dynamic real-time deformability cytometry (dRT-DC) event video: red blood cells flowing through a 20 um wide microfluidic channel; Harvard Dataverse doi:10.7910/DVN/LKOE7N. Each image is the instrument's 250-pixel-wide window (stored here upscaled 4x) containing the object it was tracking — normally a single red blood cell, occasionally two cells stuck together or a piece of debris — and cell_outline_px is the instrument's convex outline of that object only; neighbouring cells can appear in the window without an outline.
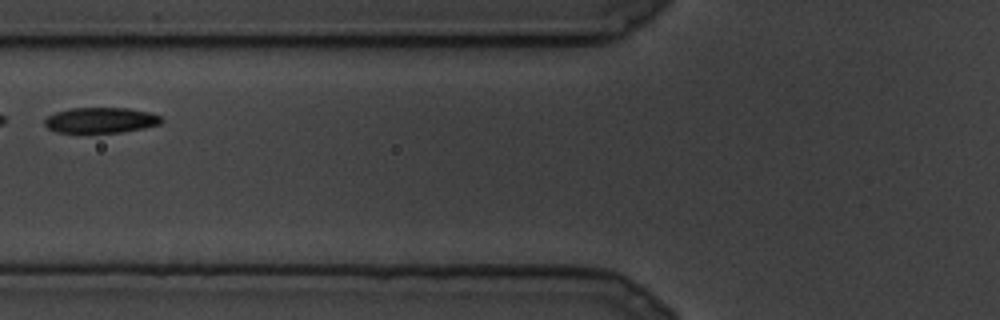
{"species": "common noctule bat (a hibernating species)", "species_latin": "Nyctalus noctula", "temperature_condition": "cold", "stored_images_in_passage": 6, "camera_frame_rate_fps": 3000, "um_per_image_px": 0.085, "animal": {"sex": "male", "body_mass_g": 19.5, "forearm_length_mm": 54.6}, "frame": {"image": 1, "passage_image": 5, "time_ms": 1.333, "image_size_px": [1000, 320], "cell_outline_px": [[164, 120], [160, 124], [144, 128], [120, 132], [56, 132], [48, 128], [44, 124], [44, 120], [48, 116], [56, 112], [72, 108], [128, 108], [152, 112], [160, 116]], "centroid_in_image_um": [8.6, 10.21], "position_along_channel_um": 117.2, "area_um2": 17.34}}